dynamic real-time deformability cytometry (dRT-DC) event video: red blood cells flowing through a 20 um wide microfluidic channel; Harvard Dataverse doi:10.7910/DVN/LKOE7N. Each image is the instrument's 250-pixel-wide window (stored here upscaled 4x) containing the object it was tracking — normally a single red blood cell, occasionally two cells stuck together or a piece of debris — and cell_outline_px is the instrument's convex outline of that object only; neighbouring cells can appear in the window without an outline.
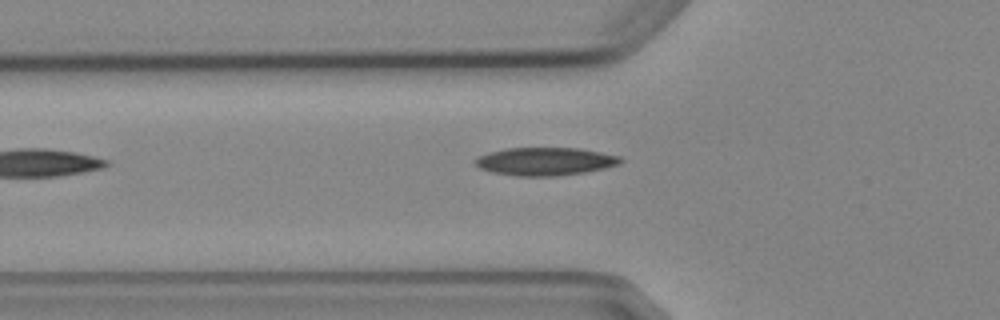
{"species": "Egyptian fruit bat (a non-hibernating species)", "species_latin": "Rousettus aegyptiacus", "temperature_condition": "cold", "stored_images_in_passage": 4, "camera_frame_rate_fps": 3000, "um_per_image_px": 0.085, "animal": {"sex": "female"}, "frame": {"image": 1, "passage_image": 3, "time_ms": 2.333, "image_size_px": [1000, 320], "cell_outline_px": [[624, 160], [620, 164], [604, 168], [584, 172], [556, 176], [516, 176], [492, 172], [480, 168], [476, 164], [476, 160], [480, 156], [488, 152], [508, 148], [580, 148], [620, 156]], "centroid_in_image_um": [46.37, 13.72], "position_along_channel_um": 79.4, "area_um2": 23.58}}
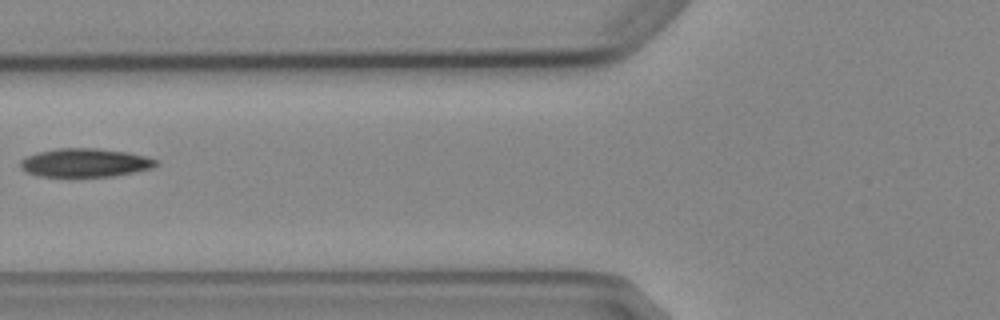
{"frame": {"image": 2, "passage_image": 4, "time_ms": 3.333, "image_size_px": [1000, 320], "cell_outline_px": [[160, 164], [152, 168], [136, 172], [116, 176], [36, 176], [20, 168], [20, 160], [36, 152], [60, 148], [96, 148], [128, 152], [144, 156], [156, 160]], "centroid_in_image_um": [7.24, 13.83], "position_along_channel_um": 118.6, "area_um2": 22.6}}